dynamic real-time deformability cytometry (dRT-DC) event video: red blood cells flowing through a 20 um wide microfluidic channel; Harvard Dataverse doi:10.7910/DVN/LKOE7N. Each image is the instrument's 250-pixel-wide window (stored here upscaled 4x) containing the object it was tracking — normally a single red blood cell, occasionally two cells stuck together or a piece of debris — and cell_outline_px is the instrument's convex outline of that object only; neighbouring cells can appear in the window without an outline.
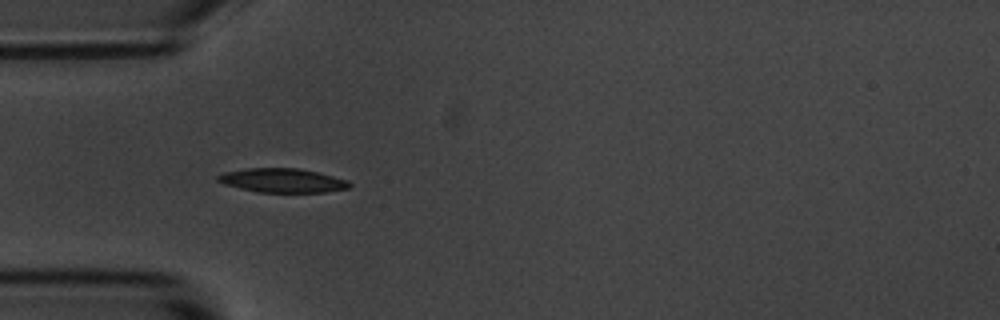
{"species": "common noctule bat (a hibernating species)", "species_latin": "Nyctalus noctula", "temperature_condition": "room temperature", "stored_images_in_passage": 7, "camera_frame_rate_fps": 3000, "um_per_image_px": 0.085, "animal": {"sex": "male", "body_mass_g": 20.1, "forearm_length_mm": 53.5}, "frame": {"image": 1, "passage_image": 5, "time_ms": 5.0, "image_size_px": [1000, 320], "cell_outline_px": [[352, 184], [348, 188], [324, 192], [256, 192], [224, 184], [216, 180], [216, 176], [224, 172], [244, 168], [300, 168], [348, 180]], "centroid_in_image_um": [23.97, 15.33], "position_along_channel_um": 61.0, "area_um2": 18.44}}
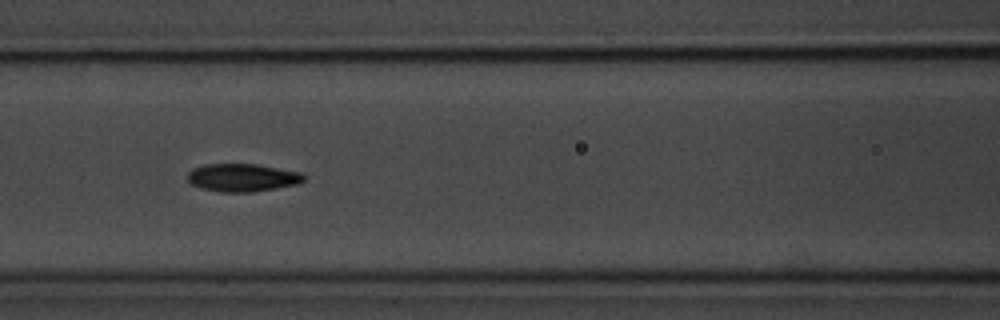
{"frame": {"image": 2, "passage_image": 7, "time_ms": 7.333, "image_size_px": [1000, 320], "cell_outline_px": [[304, 180], [296, 184], [276, 188], [252, 192], [220, 192], [200, 188], [192, 184], [188, 180], [188, 172], [192, 168], [204, 164], [256, 164], [300, 172], [304, 176]], "centroid_in_image_um": [20.56, 15.09], "position_along_channel_um": 146.0, "area_um2": 18.84}}